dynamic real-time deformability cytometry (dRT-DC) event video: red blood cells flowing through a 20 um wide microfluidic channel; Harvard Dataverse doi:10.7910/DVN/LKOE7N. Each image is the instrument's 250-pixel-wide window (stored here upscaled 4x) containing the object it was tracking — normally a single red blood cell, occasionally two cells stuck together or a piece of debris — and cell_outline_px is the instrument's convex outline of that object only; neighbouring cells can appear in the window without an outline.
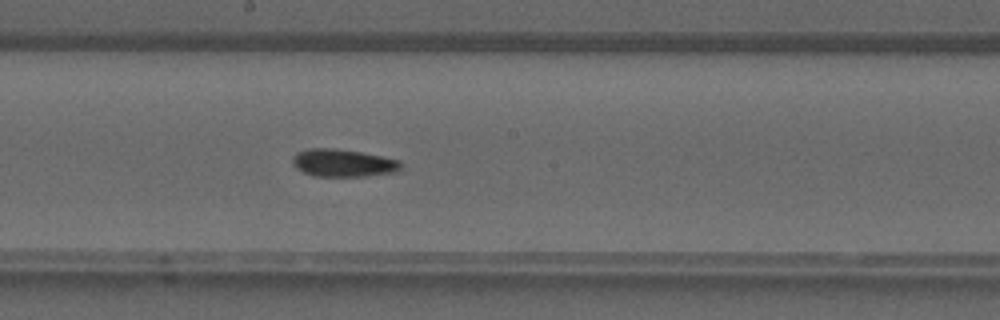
{"species": "common noctule bat (a hibernating species)", "species_latin": "Nyctalus noctula", "temperature_condition": "warm", "stored_images_in_passage": 30, "camera_frame_rate_fps": 3000, "um_per_image_px": 0.085, "animal": {"sex": "male", "forearm_length_mm": 52.5}, "frame": {"image": 1, "passage_image": 13, "time_ms": 4.0, "image_size_px": [1000, 320], "cell_outline_px": [[400, 168], [396, 172], [364, 176], [316, 176], [304, 172], [296, 168], [292, 164], [292, 156], [296, 152], [308, 148], [332, 148], [360, 152], [400, 160]], "centroid_in_image_um": [29.11, 13.84], "position_along_channel_um": 219.1, "area_um2": 17.34}}
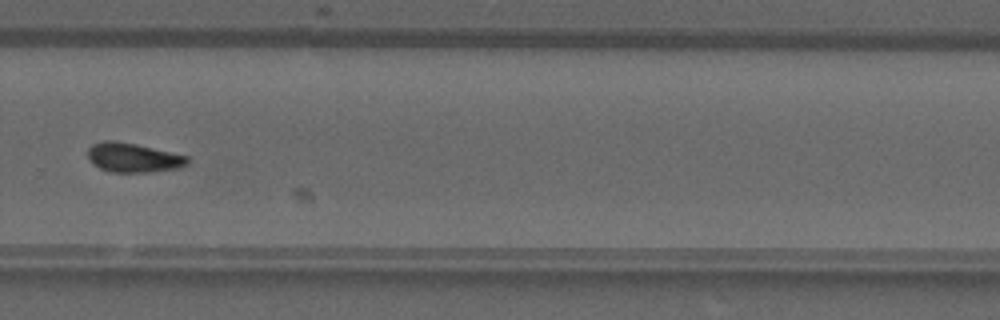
{"frame": {"image": 2, "passage_image": 19, "time_ms": 6.0, "image_size_px": [1000, 320], "cell_outline_px": [[188, 164], [176, 168], [148, 172], [112, 172], [100, 168], [92, 164], [88, 160], [88, 148], [92, 144], [104, 140], [116, 140], [136, 144], [188, 156]], "centroid_in_image_um": [11.27, 13.39], "position_along_channel_um": 318.5, "area_um2": 16.99}}
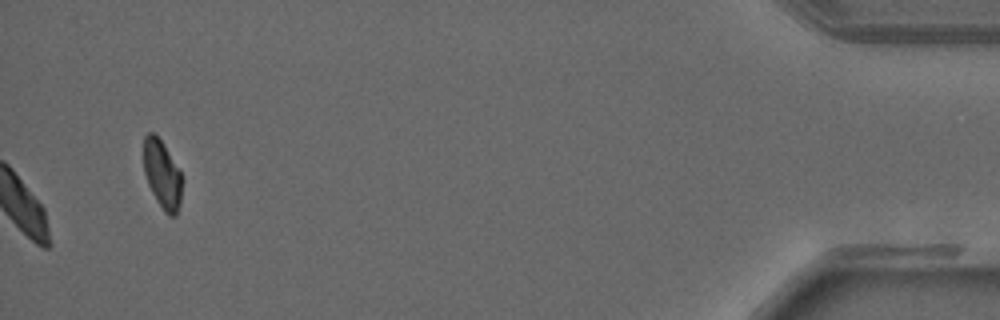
{"frame": {"image": 3, "passage_image": 30, "time_ms": 9.667, "image_size_px": [1000, 320], "cell_outline_px": [[180, 204], [176, 216], [168, 216], [164, 212], [156, 200], [148, 184], [144, 172], [144, 136], [148, 132], [152, 132], [164, 144], [180, 172]], "centroid_in_image_um": [13.76, 14.84], "position_along_channel_um": 421.4, "area_um2": 14.97}}